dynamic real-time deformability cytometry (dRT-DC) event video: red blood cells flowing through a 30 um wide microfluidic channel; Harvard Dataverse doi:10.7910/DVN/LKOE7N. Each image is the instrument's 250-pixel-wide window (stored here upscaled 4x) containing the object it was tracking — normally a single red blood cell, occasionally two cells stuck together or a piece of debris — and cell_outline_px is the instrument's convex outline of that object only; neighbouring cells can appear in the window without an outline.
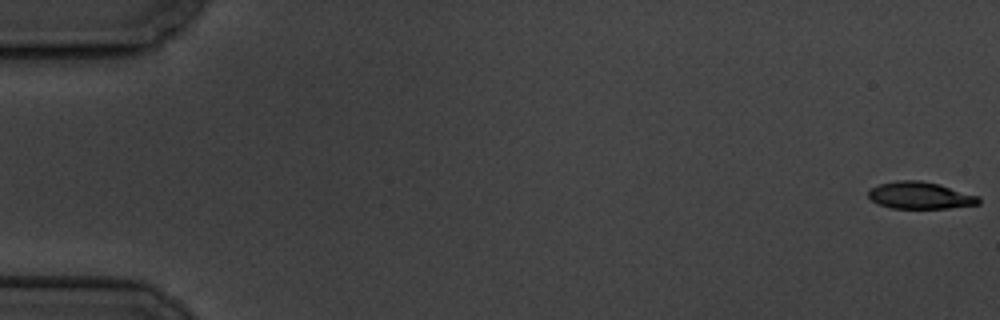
{"species": "common noctule bat (a hibernating species)", "species_latin": "Nyctalus noctula", "temperature_condition": "cold", "stored_images_in_passage": 17, "camera_frame_rate_fps": 3000, "um_per_image_px": 0.085, "animal": {"sex": "male", "body_mass_g": 19.5, "forearm_length_mm": 54.6}, "frame": {"image": 1, "passage_image": 1, "time_ms": 0.0, "image_size_px": [1000, 320], "cell_outline_px": [[980, 204], [948, 208], [892, 208], [880, 204], [872, 200], [868, 196], [868, 192], [872, 188], [880, 184], [896, 180], [920, 180], [940, 184], [980, 196]], "centroid_in_image_um": [78.25, 16.6], "position_along_channel_um": 6.7, "area_um2": 17.34}}
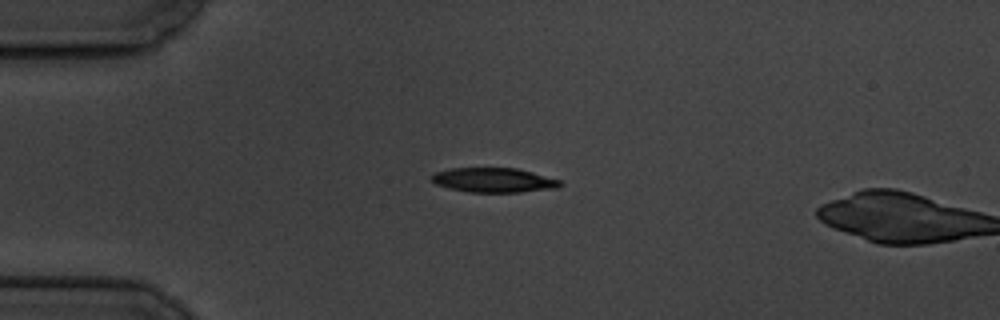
{"frame": {"image": 2, "passage_image": 15, "time_ms": 4.667, "image_size_px": [1000, 320], "cell_outline_px": [[564, 184], [556, 188], [520, 192], [468, 192], [436, 184], [432, 180], [432, 176], [436, 172], [452, 168], [516, 168], [532, 172], [560, 180]], "centroid_in_image_um": [42.01, 15.31], "position_along_channel_um": 43.0, "area_um2": 18.15}}